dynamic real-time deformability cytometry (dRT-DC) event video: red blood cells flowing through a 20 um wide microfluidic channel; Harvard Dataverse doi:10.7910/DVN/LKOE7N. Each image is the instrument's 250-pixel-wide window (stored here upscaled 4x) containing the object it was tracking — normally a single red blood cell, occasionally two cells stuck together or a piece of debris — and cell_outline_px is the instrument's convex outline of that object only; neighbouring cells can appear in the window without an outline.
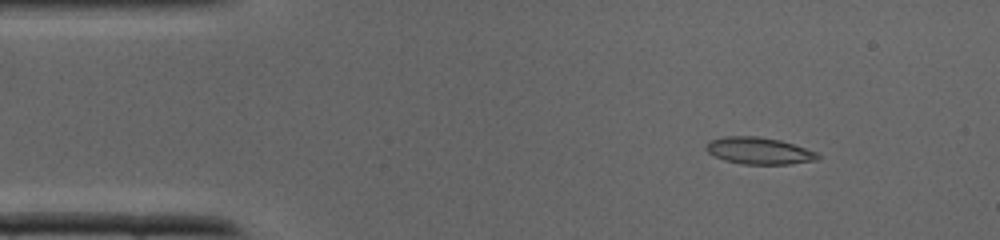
{"species": "common noctule bat (a hibernating species)", "species_latin": "Nyctalus noctula", "temperature_condition": "cold", "stored_images_in_passage": 37, "camera_frame_rate_fps": 3000, "um_per_image_px": 0.085, "animal": {"sex": "male", "body_mass_g": 19.0, "forearm_length_mm": 50.8}, "frame": {"image": 1, "passage_image": 5, "time_ms": 1.333, "image_size_px": [1000, 240], "cell_outline_px": [[820, 156], [816, 160], [788, 164], [744, 164], [724, 160], [708, 152], [704, 148], [708, 140], [724, 136], [756, 136], [780, 140], [816, 152]], "centroid_in_image_um": [64.46, 12.81], "position_along_channel_um": 20.5, "area_um2": 17.34}}
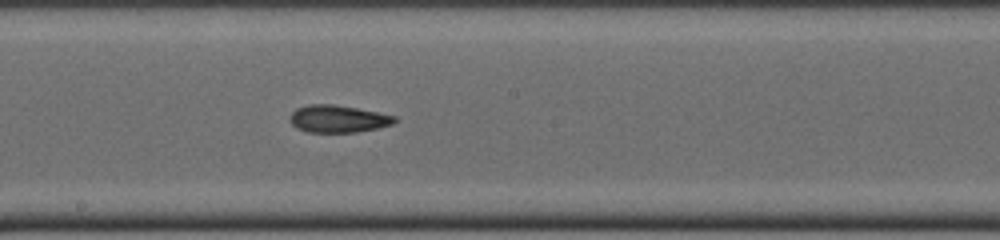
{"frame": {"image": 2, "passage_image": 20, "time_ms": 6.333, "image_size_px": [1000, 240], "cell_outline_px": [[396, 120], [392, 124], [376, 128], [356, 132], [308, 132], [296, 128], [292, 124], [288, 116], [296, 108], [308, 104], [332, 104], [356, 108], [396, 116]], "centroid_in_image_um": [28.68, 10.1], "position_along_channel_um": 219.5, "area_um2": 16.59}}
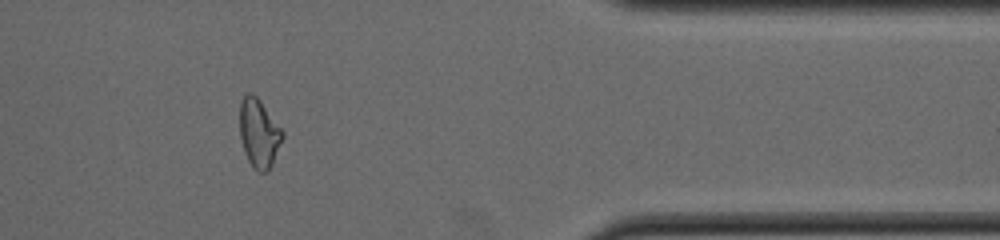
{"frame": {"image": 3, "passage_image": 31, "time_ms": 10.0, "image_size_px": [1000, 240], "cell_outline_px": [[284, 136], [272, 164], [268, 172], [256, 172], [252, 168], [244, 152], [240, 136], [240, 104], [244, 96], [248, 92], [252, 92], [256, 96], [284, 132]], "centroid_in_image_um": [22.0, 11.36], "position_along_channel_um": 389.4, "area_um2": 17.05}}